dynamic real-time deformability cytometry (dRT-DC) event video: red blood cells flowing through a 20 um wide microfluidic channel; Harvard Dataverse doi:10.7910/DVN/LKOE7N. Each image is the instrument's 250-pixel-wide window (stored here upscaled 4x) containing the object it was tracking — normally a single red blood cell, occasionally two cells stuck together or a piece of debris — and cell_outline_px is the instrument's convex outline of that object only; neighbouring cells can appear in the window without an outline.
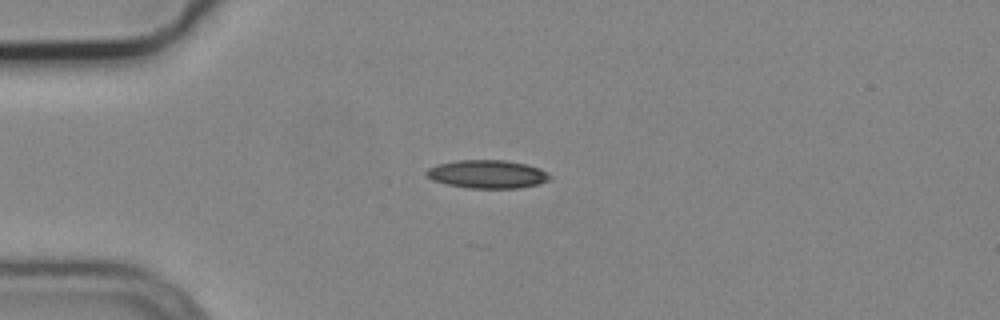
{"species": "common noctule bat (a hibernating species)", "species_latin": "Nyctalus noctula", "temperature_condition": "cold", "stored_images_in_passage": 1, "camera_frame_rate_fps": 3000, "um_per_image_px": 0.085, "animal": {"sex": "male", "body_mass_g": 19.2, "forearm_length_mm": 51.8}, "frame": {"image": 1, "passage_image": 1, "time_ms": 0.0, "image_size_px": [1000, 320], "cell_outline_px": [[552, 176], [548, 180], [540, 184], [520, 188], [468, 188], [448, 184], [432, 180], [424, 172], [428, 168], [436, 164], [456, 160], [504, 160], [524, 164], [540, 168]], "centroid_in_image_um": [41.42, 14.8], "position_along_channel_um": 43.6, "area_um2": 20.35}}